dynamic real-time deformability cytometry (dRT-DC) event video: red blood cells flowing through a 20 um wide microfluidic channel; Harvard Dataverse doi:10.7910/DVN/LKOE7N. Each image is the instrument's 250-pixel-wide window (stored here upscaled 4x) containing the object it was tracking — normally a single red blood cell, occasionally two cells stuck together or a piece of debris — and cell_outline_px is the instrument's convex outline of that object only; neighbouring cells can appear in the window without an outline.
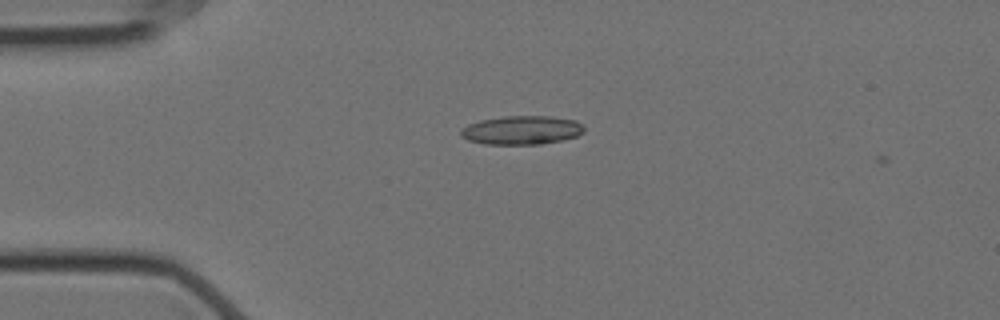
{"species": "Egyptian fruit bat (a non-hibernating species)", "species_latin": "Rousettus aegyptiacus", "temperature_condition": "cold", "stored_images_in_passage": 6, "camera_frame_rate_fps": 3000, "um_per_image_px": 0.085, "animal": {"sex": "female"}, "frame": {"image": 1, "passage_image": 2, "time_ms": 0.333, "image_size_px": [1000, 320], "cell_outline_px": [[584, 132], [576, 136], [560, 140], [540, 144], [484, 144], [468, 140], [460, 136], [460, 128], [468, 124], [480, 120], [504, 116], [548, 116], [576, 120], [584, 124]], "centroid_in_image_um": [44.32, 11.05], "position_along_channel_um": 40.7, "area_um2": 20.75}}